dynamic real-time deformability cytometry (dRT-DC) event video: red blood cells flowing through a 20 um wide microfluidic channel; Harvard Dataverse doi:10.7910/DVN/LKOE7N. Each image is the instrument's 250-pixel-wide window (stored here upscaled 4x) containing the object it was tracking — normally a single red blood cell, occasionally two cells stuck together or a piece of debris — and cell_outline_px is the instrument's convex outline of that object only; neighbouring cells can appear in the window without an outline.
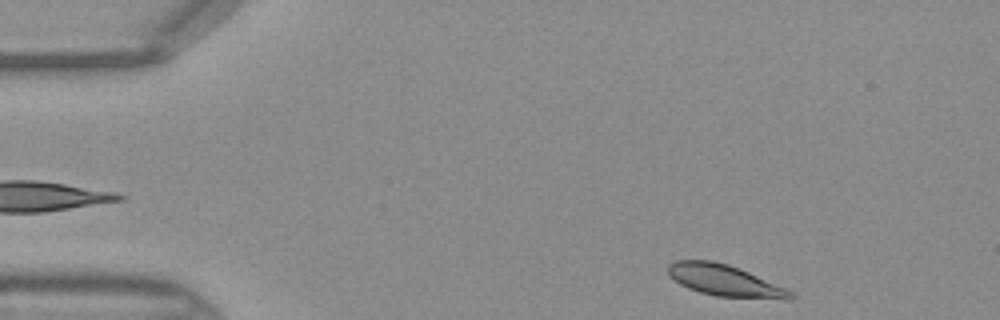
{"species": "Egyptian fruit bat (a non-hibernating species)", "species_latin": "Rousettus aegyptiacus", "temperature_condition": "warm", "stored_images_in_passage": 35, "camera_frame_rate_fps": 3000, "um_per_image_px": 0.085, "frame": {"image": 1, "passage_image": 1, "time_ms": 0.0, "image_size_px": [1000, 320], "cell_outline_px": [[796, 296], [792, 300], [788, 300], [716, 296], [700, 292], [688, 288], [680, 284], [668, 276], [668, 264], [676, 260], [712, 260], [728, 264], [748, 272], [784, 288], [792, 292]], "centroid_in_image_um": [61.58, 23.85], "position_along_channel_um": 23.4, "area_um2": 22.37}}
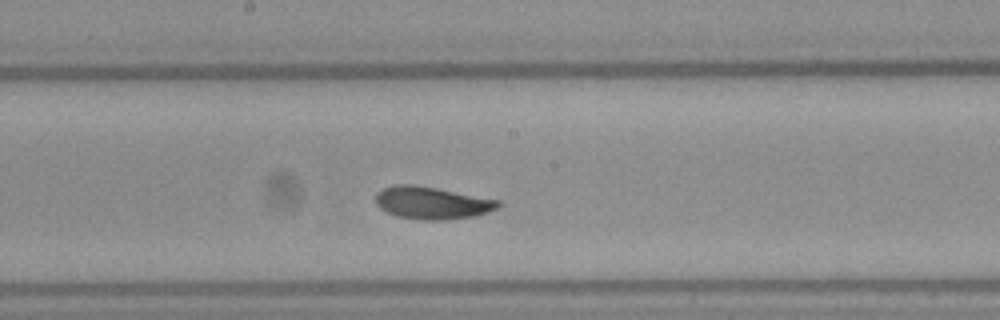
{"frame": {"image": 2, "passage_image": 19, "time_ms": 6.0, "image_size_px": [1000, 320], "cell_outline_px": [[500, 204], [496, 208], [488, 212], [476, 216], [448, 220], [424, 220], [396, 216], [380, 208], [376, 204], [376, 192], [384, 188], [396, 184], [412, 184], [436, 188], [500, 200]], "centroid_in_image_um": [36.71, 17.25], "position_along_channel_um": 211.5, "area_um2": 23.12}}
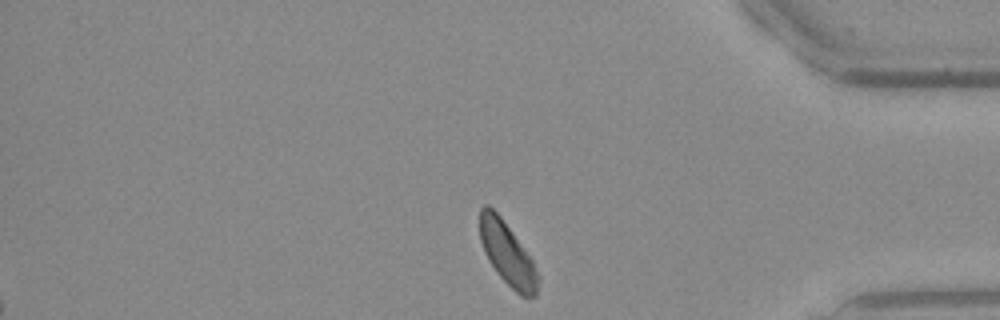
{"frame": {"image": 3, "passage_image": 33, "time_ms": 10.667, "image_size_px": [1000, 320], "cell_outline_px": [[540, 280], [536, 296], [520, 296], [496, 272], [488, 260], [484, 252], [480, 240], [480, 208], [484, 204], [488, 204], [500, 216], [512, 232], [532, 260], [540, 276]], "centroid_in_image_um": [43.13, 21.58], "position_along_channel_um": 392.1, "area_um2": 21.15}}